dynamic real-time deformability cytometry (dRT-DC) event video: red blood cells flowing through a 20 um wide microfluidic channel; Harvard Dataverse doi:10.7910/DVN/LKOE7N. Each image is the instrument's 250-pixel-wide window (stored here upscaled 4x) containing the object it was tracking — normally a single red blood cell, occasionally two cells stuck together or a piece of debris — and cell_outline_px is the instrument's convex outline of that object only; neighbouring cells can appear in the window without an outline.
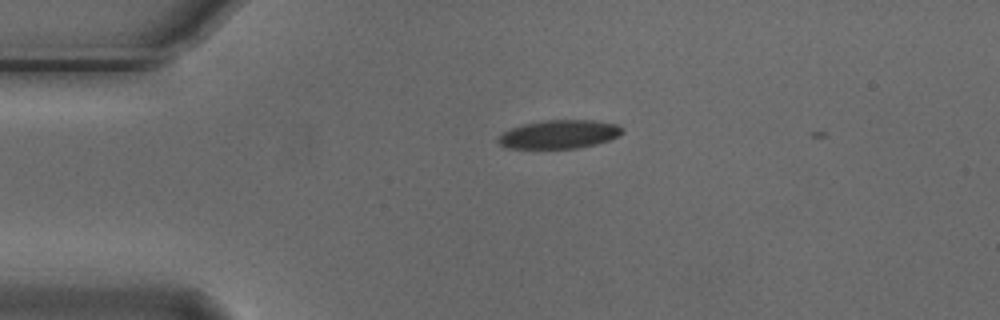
{"species": "Egyptian fruit bat (a non-hibernating species)", "species_latin": "Rousettus aegyptiacus", "temperature_condition": "cold", "stored_images_in_passage": 3, "camera_frame_rate_fps": 3000, "um_per_image_px": 0.085, "animal": {"sex": "male"}, "frame": {"image": 1, "passage_image": 1, "time_ms": 0.0, "image_size_px": [1000, 320], "cell_outline_px": [[624, 132], [620, 136], [596, 144], [576, 148], [508, 148], [500, 144], [496, 140], [496, 136], [512, 128], [524, 124], [544, 120], [592, 120], [616, 124], [624, 128]], "centroid_in_image_um": [47.54, 11.41], "position_along_channel_um": 37.5, "area_um2": 20.63}}